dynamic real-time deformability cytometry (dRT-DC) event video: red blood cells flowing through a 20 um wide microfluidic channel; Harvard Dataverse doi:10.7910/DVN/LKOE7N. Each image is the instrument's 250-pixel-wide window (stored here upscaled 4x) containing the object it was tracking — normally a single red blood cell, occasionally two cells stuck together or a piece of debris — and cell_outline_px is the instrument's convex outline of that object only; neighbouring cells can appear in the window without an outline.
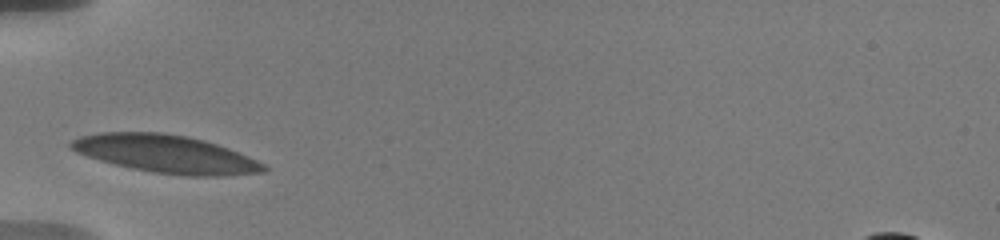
{"species": "human", "species_latin": "Homo sapiens", "temperature_condition": "warm", "stored_images_in_passage": 4, "camera_frame_rate_fps": 3000, "um_per_image_px": 0.085, "donor": {"sex": "male"}, "frame": {"image": 1, "passage_image": 1, "time_ms": 0.0, "image_size_px": [1000, 240], "cell_outline_px": [[268, 168], [264, 172], [224, 176], [188, 176], [152, 172], [132, 168], [100, 160], [76, 152], [68, 144], [72, 140], [80, 136], [100, 132], [160, 132], [188, 136], [204, 140], [228, 148], [248, 156], [264, 164]], "centroid_in_image_um": [14.11, 13.08], "position_along_channel_um": 70.9, "area_um2": 42.37}}
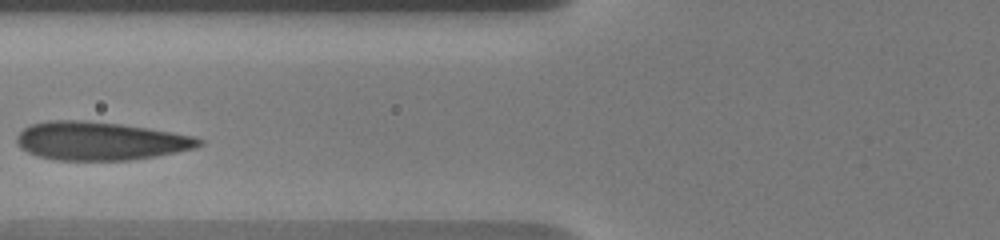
{"frame": {"image": 2, "passage_image": 3, "time_ms": 1.333, "image_size_px": [1000, 240], "cell_outline_px": [[204, 144], [196, 148], [156, 156], [128, 160], [56, 160], [36, 156], [20, 148], [16, 140], [16, 136], [24, 128], [32, 124], [48, 120], [88, 120], [120, 124], [148, 128], [196, 136], [204, 140]], "centroid_in_image_um": [8.53, 11.98], "position_along_channel_um": 117.3, "area_um2": 40.98}}